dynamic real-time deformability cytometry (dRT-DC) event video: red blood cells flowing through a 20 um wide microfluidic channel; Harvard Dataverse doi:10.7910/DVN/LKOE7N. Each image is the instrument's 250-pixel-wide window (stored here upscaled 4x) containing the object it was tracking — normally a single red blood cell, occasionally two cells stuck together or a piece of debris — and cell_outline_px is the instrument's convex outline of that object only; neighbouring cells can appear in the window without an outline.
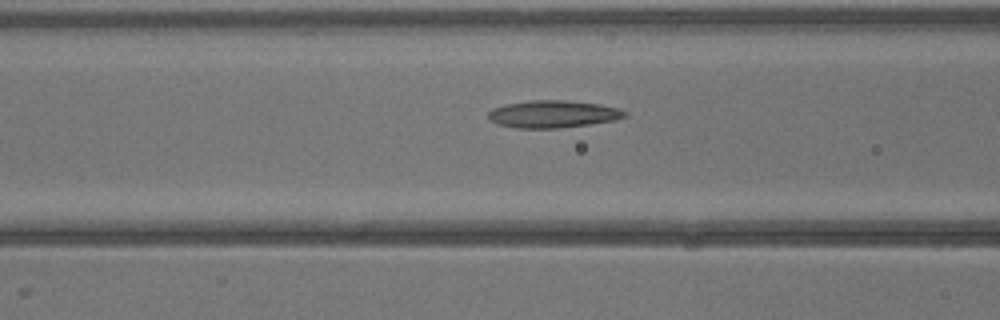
{"species": "common noctule bat (a hibernating species)", "species_latin": "Nyctalus noctula", "temperature_condition": "warm", "stored_images_in_passage": 6, "camera_frame_rate_fps": 3000, "um_per_image_px": 0.085, "animal": {"sex": "male", "body_mass_g": 13.3}, "frame": {"image": 1, "passage_image": 5, "time_ms": 1.333, "image_size_px": [1000, 320], "cell_outline_px": [[628, 116], [616, 120], [592, 124], [556, 128], [516, 128], [496, 124], [488, 120], [488, 112], [492, 108], [504, 104], [528, 100], [564, 100], [600, 104], [620, 108], [628, 112]], "centroid_in_image_um": [47.01, 9.69], "position_along_channel_um": 119.6, "area_um2": 22.14}}